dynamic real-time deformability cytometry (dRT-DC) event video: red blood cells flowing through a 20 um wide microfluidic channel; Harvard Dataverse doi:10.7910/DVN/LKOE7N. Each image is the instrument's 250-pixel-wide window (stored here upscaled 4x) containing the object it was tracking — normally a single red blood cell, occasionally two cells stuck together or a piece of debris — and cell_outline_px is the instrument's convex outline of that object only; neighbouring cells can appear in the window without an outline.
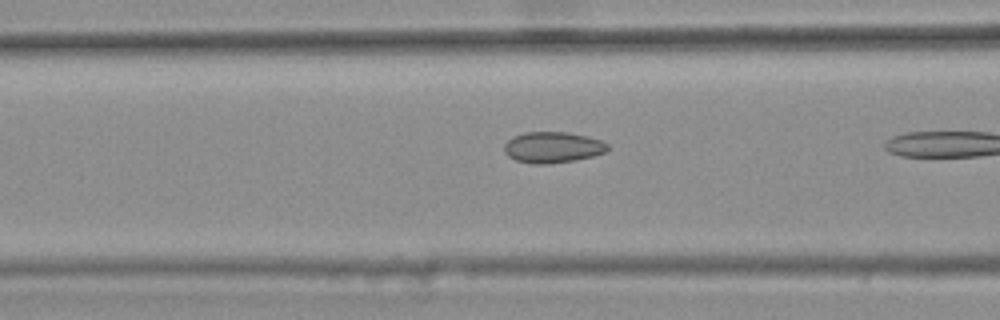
{"species": "common noctule bat (a hibernating species)", "species_latin": "Nyctalus noctula", "temperature_condition": "warm", "stored_images_in_passage": 9, "camera_frame_rate_fps": 3000, "um_per_image_px": 0.085, "animal": {"sex": "female", "body_mass_g": 25.1}, "frame": {"image": 1, "passage_image": 8, "time_ms": 2.333, "image_size_px": [1000, 320], "cell_outline_px": [[608, 148], [604, 152], [592, 156], [576, 160], [548, 164], [532, 164], [516, 160], [508, 156], [504, 152], [504, 144], [512, 136], [524, 132], [568, 132], [588, 136], [600, 140], [608, 144]], "centroid_in_image_um": [46.95, 12.52], "position_along_channel_um": 119.7, "area_um2": 18.79}}